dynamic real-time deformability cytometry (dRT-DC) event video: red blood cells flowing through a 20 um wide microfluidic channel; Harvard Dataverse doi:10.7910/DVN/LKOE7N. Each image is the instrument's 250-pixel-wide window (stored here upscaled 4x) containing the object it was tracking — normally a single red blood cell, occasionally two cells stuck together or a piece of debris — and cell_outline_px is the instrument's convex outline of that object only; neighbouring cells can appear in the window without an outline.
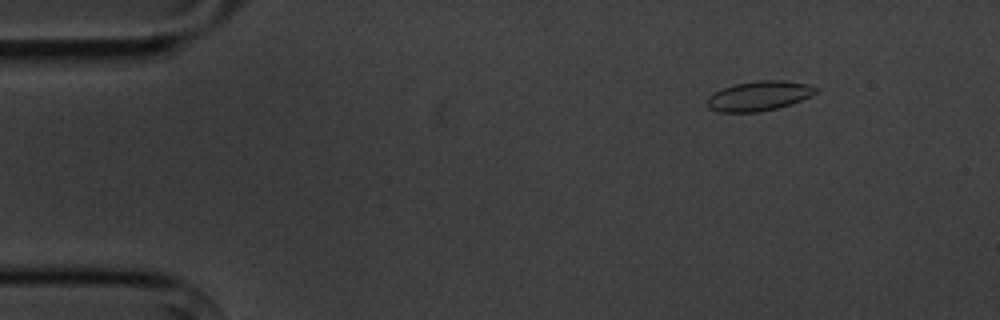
{"species": "common noctule bat (a hibernating species)", "species_latin": "Nyctalus noctula", "temperature_condition": "cold", "stored_images_in_passage": 4, "camera_frame_rate_fps": 3000, "um_per_image_px": 0.085, "animal": {"sex": "male", "body_mass_g": 20.1, "forearm_length_mm": 53.5}, "frame": {"image": 1, "passage_image": 2, "time_ms": 1.0, "image_size_px": [1000, 320], "cell_outline_px": [[820, 88], [816, 92], [800, 100], [776, 108], [760, 112], [720, 112], [708, 108], [704, 100], [712, 92], [736, 84], [760, 80], [784, 80], [808, 84]], "centroid_in_image_um": [64.45, 8.15], "position_along_channel_um": 20.5, "area_um2": 18.79}}